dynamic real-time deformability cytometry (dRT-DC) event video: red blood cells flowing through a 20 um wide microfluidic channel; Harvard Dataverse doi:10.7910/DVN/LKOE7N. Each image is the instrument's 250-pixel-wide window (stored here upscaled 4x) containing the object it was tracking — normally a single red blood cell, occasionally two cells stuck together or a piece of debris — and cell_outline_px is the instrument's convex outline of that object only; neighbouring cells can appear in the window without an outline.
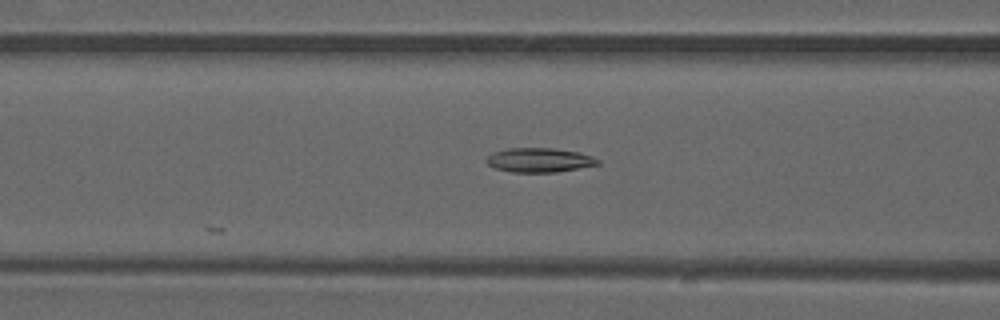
{"species": "common noctule bat (a hibernating species)", "species_latin": "Nyctalus noctula", "temperature_condition": "warm", "stored_images_in_passage": 22, "camera_frame_rate_fps": 3000, "um_per_image_px": 0.085, "animal": {"sex": "male", "forearm_length_mm": 52.5}, "frame": {"image": 1, "passage_image": 7, "time_ms": 2.0, "image_size_px": [1000, 320], "cell_outline_px": [[600, 164], [556, 172], [512, 172], [496, 168], [488, 164], [484, 160], [492, 152], [508, 148], [552, 148], [580, 152], [592, 156], [600, 160]], "centroid_in_image_um": [45.84, 13.6], "position_along_channel_um": 120.8, "area_um2": 15.78}}
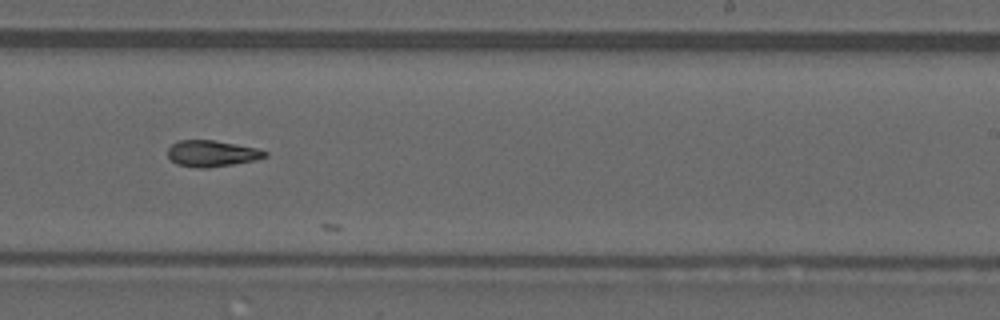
{"frame": {"image": 2, "passage_image": 18, "time_ms": 5.667, "image_size_px": [1000, 320], "cell_outline_px": [[268, 156], [252, 160], [232, 164], [208, 168], [196, 168], [176, 164], [168, 156], [168, 148], [172, 144], [180, 140], [212, 140], [236, 144], [256, 148], [268, 152]], "centroid_in_image_um": [17.98, 13.05], "position_along_channel_um": 271.0, "area_um2": 14.74}}
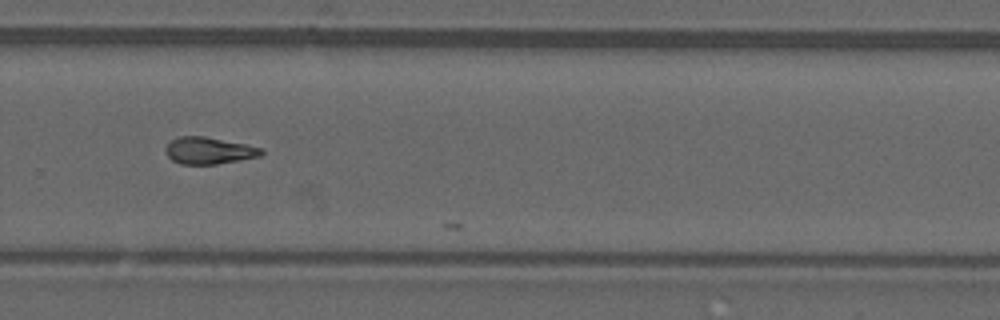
{"frame": {"image": 3, "passage_image": 21, "time_ms": 6.667, "image_size_px": [1000, 320], "cell_outline_px": [[264, 152], [260, 156], [216, 164], [180, 164], [172, 160], [168, 156], [164, 148], [172, 140], [180, 136], [204, 136], [264, 148]], "centroid_in_image_um": [17.75, 12.8], "position_along_channel_um": 312.0, "area_um2": 14.85}}